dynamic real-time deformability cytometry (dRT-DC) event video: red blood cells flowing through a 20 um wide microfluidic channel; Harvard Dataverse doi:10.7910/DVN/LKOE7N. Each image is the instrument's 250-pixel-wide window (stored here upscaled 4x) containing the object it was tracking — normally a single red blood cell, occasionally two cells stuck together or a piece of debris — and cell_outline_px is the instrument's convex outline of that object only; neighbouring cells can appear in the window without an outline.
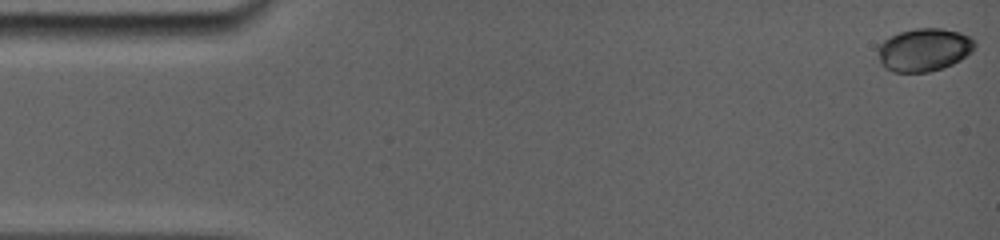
{"species": "common noctule bat (a hibernating species)", "species_latin": "Nyctalus noctula", "temperature_condition": "room temperature", "stored_images_in_passage": 83, "camera_frame_rate_fps": 5000, "um_per_image_px": 0.085, "animal": {"sex": "female", "body_mass_g": 19.0, "forearm_length_mm": 56.7}, "frame": {"image": 1, "passage_image": 1, "time_ms": 0.0, "image_size_px": [1000, 240], "cell_outline_px": [[976, 48], [972, 52], [960, 60], [944, 68], [928, 72], [892, 72], [884, 68], [880, 64], [876, 48], [884, 40], [900, 32], [916, 28], [940, 28], [960, 32], [972, 36], [976, 40]], "centroid_in_image_um": [78.56, 4.23], "position_along_channel_um": 6.4, "area_um2": 24.68}}
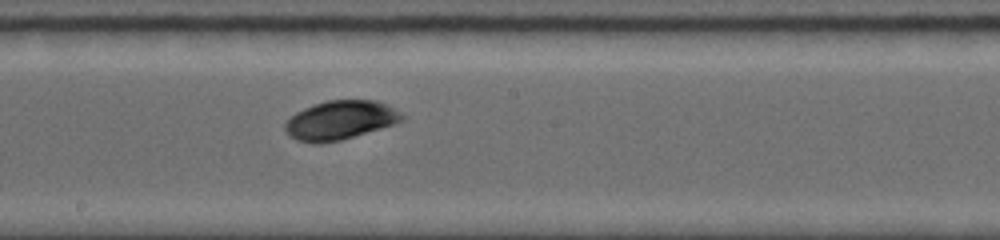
{"frame": {"image": 2, "passage_image": 48, "time_ms": 9.0, "image_size_px": [1000, 240], "cell_outline_px": [[404, 116], [400, 120], [392, 124], [340, 140], [296, 140], [284, 128], [284, 124], [296, 112], [304, 108], [324, 100], [376, 100], [388, 104], [400, 112]], "centroid_in_image_um": [28.94, 10.15], "position_along_channel_um": 219.3, "area_um2": 25.49}}
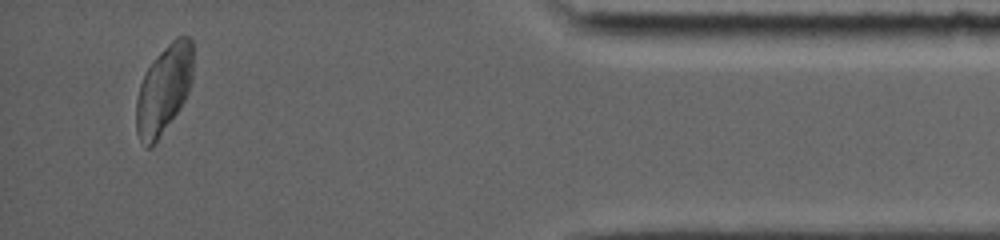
{"frame": {"image": 3, "passage_image": 83, "time_ms": 15.4, "image_size_px": [1000, 240], "cell_outline_px": [[192, 76], [188, 92], [180, 108], [156, 144], [152, 148], [144, 148], [136, 132], [136, 100], [140, 84], [148, 68], [156, 56], [176, 36], [188, 36], [192, 40]], "centroid_in_image_um": [13.91, 7.66], "position_along_channel_um": 421.3, "area_um2": 29.42}}